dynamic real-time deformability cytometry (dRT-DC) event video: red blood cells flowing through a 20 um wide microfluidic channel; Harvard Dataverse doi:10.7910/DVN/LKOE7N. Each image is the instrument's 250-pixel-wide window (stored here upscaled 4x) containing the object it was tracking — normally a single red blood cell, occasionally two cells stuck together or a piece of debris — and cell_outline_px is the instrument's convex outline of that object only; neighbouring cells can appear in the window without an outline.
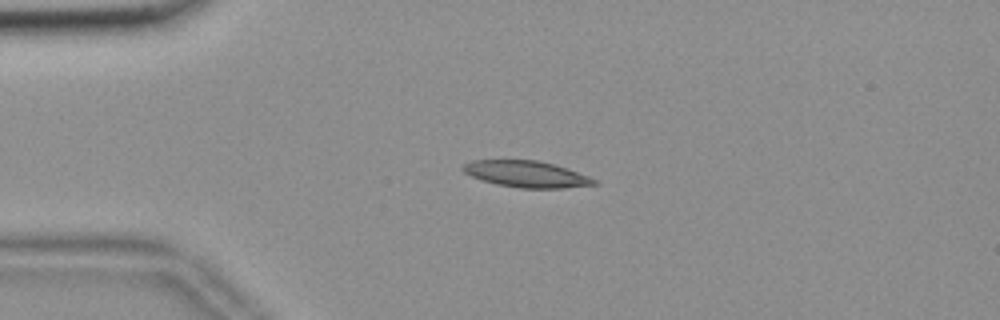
{"species": "common noctule bat (a hibernating species)", "species_latin": "Nyctalus noctula", "temperature_condition": "room temperature", "stored_images_in_passage": 43, "camera_frame_rate_fps": 3000, "um_per_image_px": 0.085, "animal": {"sex": "female", "body_mass_g": 18.4}, "frame": {"image": 1, "passage_image": 1, "time_ms": 0.0, "image_size_px": [1000, 320], "cell_outline_px": [[600, 184], [560, 188], [520, 188], [496, 184], [472, 176], [464, 172], [460, 168], [464, 164], [472, 160], [536, 160], [552, 164], [588, 176], [596, 180]], "centroid_in_image_um": [44.72, 14.8], "position_along_channel_um": 40.3, "area_um2": 19.88}}
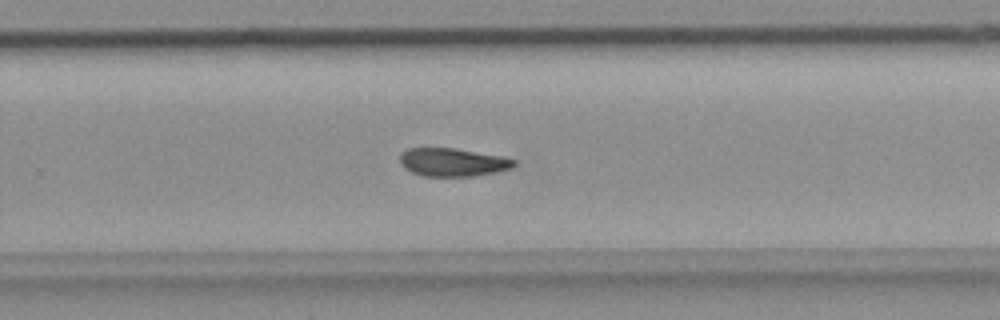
{"frame": {"image": 2, "passage_image": 24, "time_ms": 7.667, "image_size_px": [1000, 320], "cell_outline_px": [[516, 164], [512, 168], [496, 172], [476, 176], [424, 176], [412, 172], [404, 168], [400, 164], [400, 156], [408, 148], [456, 148], [500, 156], [516, 160]], "centroid_in_image_um": [38.49, 13.79], "position_along_channel_um": 291.3, "area_um2": 18.73}}
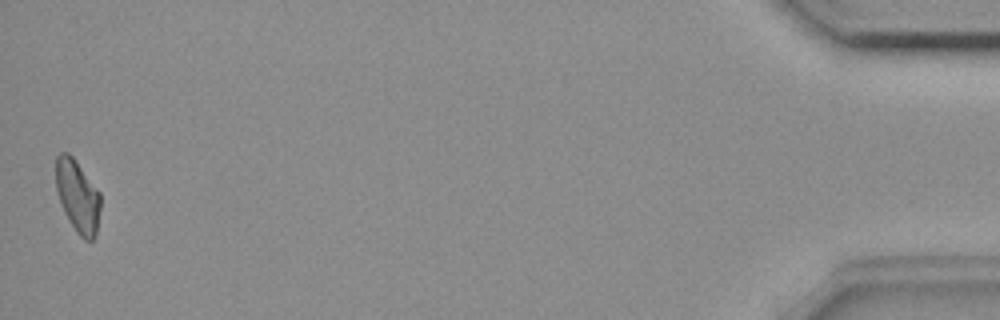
{"frame": {"image": 3, "passage_image": 43, "time_ms": 14.0, "image_size_px": [1000, 320], "cell_outline_px": [[100, 208], [96, 232], [92, 240], [84, 240], [76, 232], [68, 220], [64, 212], [56, 192], [56, 156], [60, 152], [68, 152], [72, 156], [100, 192]], "centroid_in_image_um": [6.58, 16.67], "position_along_channel_um": 428.6, "area_um2": 18.79}}